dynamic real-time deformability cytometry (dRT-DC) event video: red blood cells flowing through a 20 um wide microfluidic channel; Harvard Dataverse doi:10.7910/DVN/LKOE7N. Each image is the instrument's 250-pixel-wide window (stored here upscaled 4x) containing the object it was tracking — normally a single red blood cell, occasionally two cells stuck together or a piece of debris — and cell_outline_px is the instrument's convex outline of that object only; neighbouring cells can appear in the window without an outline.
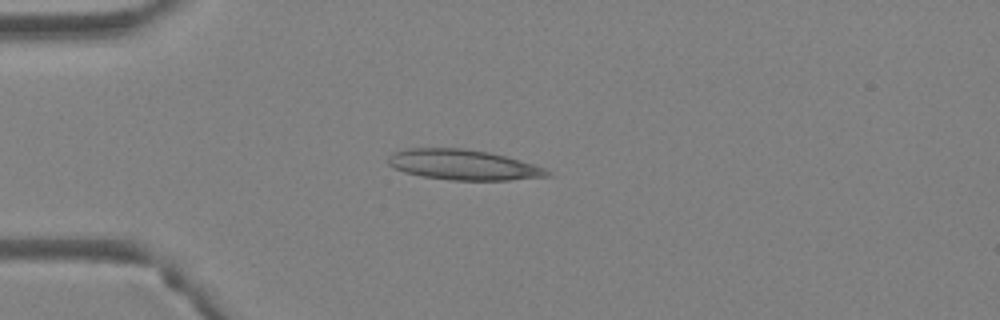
{"species": "Egyptian fruit bat (a non-hibernating species)", "species_latin": "Rousettus aegyptiacus", "temperature_condition": "warm", "stored_images_in_passage": 4, "camera_frame_rate_fps": 3000, "um_per_image_px": 0.085, "animal": {"sex": "female"}, "frame": {"image": 1, "passage_image": 3, "time_ms": 0.667, "image_size_px": [1000, 320], "cell_outline_px": [[552, 176], [508, 180], [452, 180], [424, 176], [404, 172], [388, 164], [388, 156], [392, 152], [408, 148], [464, 148], [488, 152], [508, 156], [544, 168]], "centroid_in_image_um": [39.36, 14.0], "position_along_channel_um": 45.6, "area_um2": 27.98}}